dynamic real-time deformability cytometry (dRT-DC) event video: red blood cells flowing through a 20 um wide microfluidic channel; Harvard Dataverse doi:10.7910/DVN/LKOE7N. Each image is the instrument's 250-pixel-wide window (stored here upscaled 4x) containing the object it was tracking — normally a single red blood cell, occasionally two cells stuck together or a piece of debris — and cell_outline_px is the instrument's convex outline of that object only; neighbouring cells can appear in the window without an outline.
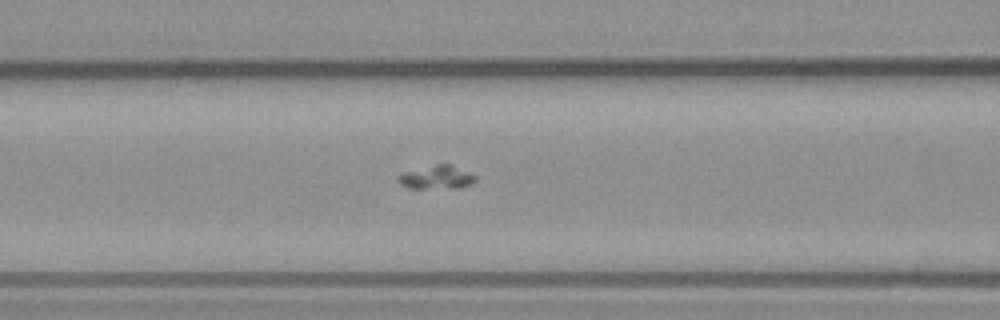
{"species": "common noctule bat (a hibernating species)", "species_latin": "Nyctalus noctula", "temperature_condition": "warm", "stored_images_in_passage": 41, "camera_frame_rate_fps": 3000, "um_per_image_px": 0.085, "animal": {"sex": "male", "body_mass_g": 23.1, "forearm_length_mm": 52.7}, "frame": {"image": 1, "passage_image": 12, "time_ms": 3.667, "image_size_px": [1000, 320], "cell_outline_px": [[476, 180], [472, 184], [460, 188], [408, 188], [400, 184], [396, 180], [396, 176], [404, 172], [436, 164], [448, 164], [468, 172], [476, 176]], "centroid_in_image_um": [37.09, 15.09], "position_along_channel_um": 129.5, "area_um2": 10.58}}
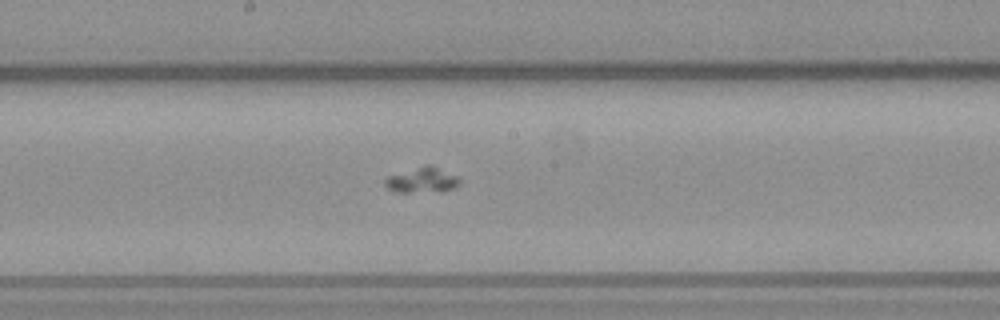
{"frame": {"image": 2, "passage_image": 18, "time_ms": 5.667, "image_size_px": [1000, 320], "cell_outline_px": [[460, 184], [452, 188], [408, 192], [396, 192], [388, 188], [384, 184], [384, 180], [388, 176], [428, 164], [432, 164], [456, 176], [460, 180]], "centroid_in_image_um": [35.85, 15.28], "position_along_channel_um": 212.4, "area_um2": 10.52}}
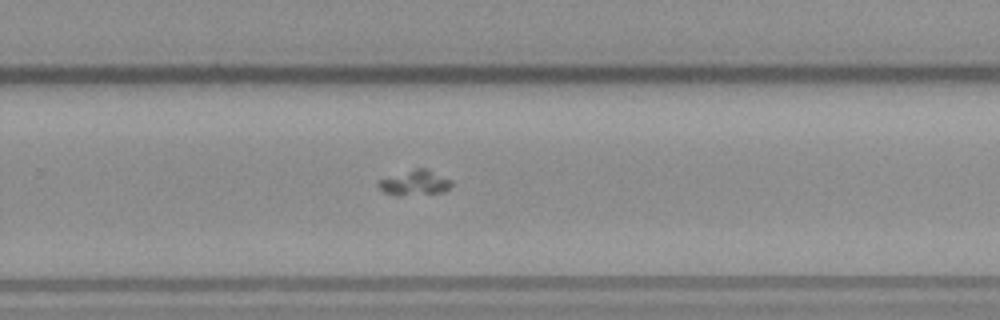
{"frame": {"image": 3, "passage_image": 24, "time_ms": 7.667, "image_size_px": [1000, 320], "cell_outline_px": [[452, 188], [440, 192], [400, 196], [396, 196], [384, 192], [376, 184], [380, 180], [416, 168], [424, 168], [452, 180]], "centroid_in_image_um": [35.27, 15.56], "position_along_channel_um": 294.5, "area_um2": 10.46}}